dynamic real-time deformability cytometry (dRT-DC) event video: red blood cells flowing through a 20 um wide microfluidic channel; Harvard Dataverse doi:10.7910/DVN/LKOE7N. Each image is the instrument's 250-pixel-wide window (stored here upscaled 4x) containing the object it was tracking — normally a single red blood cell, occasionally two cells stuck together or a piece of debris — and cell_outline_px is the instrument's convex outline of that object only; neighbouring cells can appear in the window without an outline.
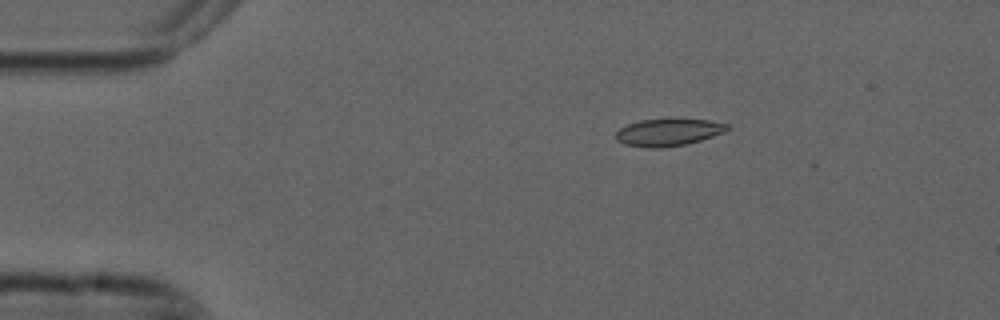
{"species": "common noctule bat (a hibernating species)", "species_latin": "Nyctalus noctula", "temperature_condition": "cold", "stored_images_in_passage": 7, "camera_frame_rate_fps": 3000, "um_per_image_px": 0.085, "animal": {"sex": "male", "forearm_length_mm": 52.5}, "frame": {"image": 1, "passage_image": 1, "time_ms": 0.0, "image_size_px": [1000, 320], "cell_outline_px": [[732, 128], [724, 132], [700, 140], [684, 144], [660, 148], [652, 148], [624, 144], [616, 140], [616, 132], [620, 128], [628, 124], [640, 120], [708, 120], [728, 124]], "centroid_in_image_um": [56.8, 11.25], "position_along_channel_um": 28.2, "area_um2": 17.28}}